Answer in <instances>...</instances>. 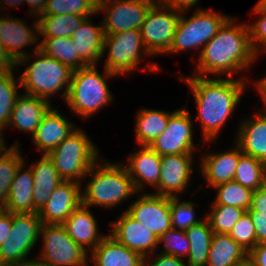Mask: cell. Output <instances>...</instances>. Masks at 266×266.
Returning a JSON list of instances; mask_svg holds the SVG:
<instances>
[{"mask_svg":"<svg viewBox=\"0 0 266 266\" xmlns=\"http://www.w3.org/2000/svg\"><path fill=\"white\" fill-rule=\"evenodd\" d=\"M206 78L200 76L180 79L188 83L196 101L198 116L203 133V142L216 138L225 122L240 103L245 87V79Z\"/></svg>","mask_w":266,"mask_h":266,"instance_id":"1","label":"cell"},{"mask_svg":"<svg viewBox=\"0 0 266 266\" xmlns=\"http://www.w3.org/2000/svg\"><path fill=\"white\" fill-rule=\"evenodd\" d=\"M230 17L217 34L200 48L196 76L205 74L232 77L235 72L248 69L257 59L251 42L248 24H235Z\"/></svg>","mask_w":266,"mask_h":266,"instance_id":"2","label":"cell"},{"mask_svg":"<svg viewBox=\"0 0 266 266\" xmlns=\"http://www.w3.org/2000/svg\"><path fill=\"white\" fill-rule=\"evenodd\" d=\"M100 164L96 162L85 176L92 175V179L81 191L82 205L112 208L137 193L123 164L107 161Z\"/></svg>","mask_w":266,"mask_h":266,"instance_id":"3","label":"cell"},{"mask_svg":"<svg viewBox=\"0 0 266 266\" xmlns=\"http://www.w3.org/2000/svg\"><path fill=\"white\" fill-rule=\"evenodd\" d=\"M31 56L39 59L37 58L29 64L25 68L26 70L21 73L19 87L25 89L27 95L36 96L47 101H49L50 96L65 87L62 97L66 101L73 70L60 61L46 56L39 50V44L32 54L22 58L16 64L20 66L25 62L27 63L28 60L32 59Z\"/></svg>","mask_w":266,"mask_h":266,"instance_id":"4","label":"cell"},{"mask_svg":"<svg viewBox=\"0 0 266 266\" xmlns=\"http://www.w3.org/2000/svg\"><path fill=\"white\" fill-rule=\"evenodd\" d=\"M100 75L96 65H88L72 72L66 103L78 116L88 118L112 101V94L104 78L117 75L104 69Z\"/></svg>","mask_w":266,"mask_h":266,"instance_id":"5","label":"cell"},{"mask_svg":"<svg viewBox=\"0 0 266 266\" xmlns=\"http://www.w3.org/2000/svg\"><path fill=\"white\" fill-rule=\"evenodd\" d=\"M99 152L87 134L75 129L47 156L53 162L60 178L82 184L89 169L98 162Z\"/></svg>","mask_w":266,"mask_h":266,"instance_id":"6","label":"cell"},{"mask_svg":"<svg viewBox=\"0 0 266 266\" xmlns=\"http://www.w3.org/2000/svg\"><path fill=\"white\" fill-rule=\"evenodd\" d=\"M181 11L180 19L173 37L172 44L166 53L186 51L191 48L204 47L230 18L211 10L197 9L188 19Z\"/></svg>","mask_w":266,"mask_h":266,"instance_id":"7","label":"cell"},{"mask_svg":"<svg viewBox=\"0 0 266 266\" xmlns=\"http://www.w3.org/2000/svg\"><path fill=\"white\" fill-rule=\"evenodd\" d=\"M43 248L38 258L45 266H87L88 253L75 243L62 224H42Z\"/></svg>","mask_w":266,"mask_h":266,"instance_id":"8","label":"cell"},{"mask_svg":"<svg viewBox=\"0 0 266 266\" xmlns=\"http://www.w3.org/2000/svg\"><path fill=\"white\" fill-rule=\"evenodd\" d=\"M106 47H109V51L104 67L115 75L127 74L138 69L142 52L151 56L143 44L140 30L137 29L105 34L103 55Z\"/></svg>","mask_w":266,"mask_h":266,"instance_id":"9","label":"cell"},{"mask_svg":"<svg viewBox=\"0 0 266 266\" xmlns=\"http://www.w3.org/2000/svg\"><path fill=\"white\" fill-rule=\"evenodd\" d=\"M181 11L166 7L156 1L148 10L140 27L145 48L153 56L166 54L169 50Z\"/></svg>","mask_w":266,"mask_h":266,"instance_id":"10","label":"cell"},{"mask_svg":"<svg viewBox=\"0 0 266 266\" xmlns=\"http://www.w3.org/2000/svg\"><path fill=\"white\" fill-rule=\"evenodd\" d=\"M38 213H12L9 237L0 246V266L23 262L40 237Z\"/></svg>","mask_w":266,"mask_h":266,"instance_id":"11","label":"cell"},{"mask_svg":"<svg viewBox=\"0 0 266 266\" xmlns=\"http://www.w3.org/2000/svg\"><path fill=\"white\" fill-rule=\"evenodd\" d=\"M156 1L97 0V12L107 10L102 22L104 33L114 34L131 29L139 30L148 10Z\"/></svg>","mask_w":266,"mask_h":266,"instance_id":"12","label":"cell"},{"mask_svg":"<svg viewBox=\"0 0 266 266\" xmlns=\"http://www.w3.org/2000/svg\"><path fill=\"white\" fill-rule=\"evenodd\" d=\"M190 112L178 109L169 117L166 130L150 145L158 155L193 154V127Z\"/></svg>","mask_w":266,"mask_h":266,"instance_id":"13","label":"cell"},{"mask_svg":"<svg viewBox=\"0 0 266 266\" xmlns=\"http://www.w3.org/2000/svg\"><path fill=\"white\" fill-rule=\"evenodd\" d=\"M125 211L157 237L172 228L170 197L143 193Z\"/></svg>","mask_w":266,"mask_h":266,"instance_id":"14","label":"cell"},{"mask_svg":"<svg viewBox=\"0 0 266 266\" xmlns=\"http://www.w3.org/2000/svg\"><path fill=\"white\" fill-rule=\"evenodd\" d=\"M193 154H174L161 156V170L157 195L177 197L191 181ZM178 192V193H176Z\"/></svg>","mask_w":266,"mask_h":266,"instance_id":"15","label":"cell"},{"mask_svg":"<svg viewBox=\"0 0 266 266\" xmlns=\"http://www.w3.org/2000/svg\"><path fill=\"white\" fill-rule=\"evenodd\" d=\"M81 189L80 183L63 180L38 212L42 224H63L81 204Z\"/></svg>","mask_w":266,"mask_h":266,"instance_id":"16","label":"cell"},{"mask_svg":"<svg viewBox=\"0 0 266 266\" xmlns=\"http://www.w3.org/2000/svg\"><path fill=\"white\" fill-rule=\"evenodd\" d=\"M113 223L111 235L117 242L130 250L138 252L142 257L155 251L158 237L149 229L134 220L126 211Z\"/></svg>","mask_w":266,"mask_h":266,"instance_id":"17","label":"cell"},{"mask_svg":"<svg viewBox=\"0 0 266 266\" xmlns=\"http://www.w3.org/2000/svg\"><path fill=\"white\" fill-rule=\"evenodd\" d=\"M33 29L29 28L20 18L13 19L5 15L0 18V42L16 63L30 55V53L22 51L21 48L38 43V20L34 22Z\"/></svg>","mask_w":266,"mask_h":266,"instance_id":"18","label":"cell"},{"mask_svg":"<svg viewBox=\"0 0 266 266\" xmlns=\"http://www.w3.org/2000/svg\"><path fill=\"white\" fill-rule=\"evenodd\" d=\"M141 147L128 157L129 163L125 165L136 192L143 191L146 183L156 188L161 170V156L149 146Z\"/></svg>","mask_w":266,"mask_h":266,"instance_id":"19","label":"cell"},{"mask_svg":"<svg viewBox=\"0 0 266 266\" xmlns=\"http://www.w3.org/2000/svg\"><path fill=\"white\" fill-rule=\"evenodd\" d=\"M75 129L77 128L74 127V124L51 107L37 127L35 134L32 136V141L37 146L38 151L42 152L43 155H47Z\"/></svg>","mask_w":266,"mask_h":266,"instance_id":"20","label":"cell"},{"mask_svg":"<svg viewBox=\"0 0 266 266\" xmlns=\"http://www.w3.org/2000/svg\"><path fill=\"white\" fill-rule=\"evenodd\" d=\"M235 145V149L217 154H205L201 157V173L213 189L234 180L240 156L243 154L240 147L236 143Z\"/></svg>","mask_w":266,"mask_h":266,"instance_id":"21","label":"cell"},{"mask_svg":"<svg viewBox=\"0 0 266 266\" xmlns=\"http://www.w3.org/2000/svg\"><path fill=\"white\" fill-rule=\"evenodd\" d=\"M239 126L236 144L241 152L266 164V111L257 112Z\"/></svg>","mask_w":266,"mask_h":266,"instance_id":"22","label":"cell"},{"mask_svg":"<svg viewBox=\"0 0 266 266\" xmlns=\"http://www.w3.org/2000/svg\"><path fill=\"white\" fill-rule=\"evenodd\" d=\"M62 225L66 228L68 236L87 252V247L92 251L105 237L98 234L97 220L90 209L82 204Z\"/></svg>","mask_w":266,"mask_h":266,"instance_id":"23","label":"cell"},{"mask_svg":"<svg viewBox=\"0 0 266 266\" xmlns=\"http://www.w3.org/2000/svg\"><path fill=\"white\" fill-rule=\"evenodd\" d=\"M50 101L31 95H20L13 107L8 125L35 134L44 115L51 108Z\"/></svg>","mask_w":266,"mask_h":266,"instance_id":"24","label":"cell"},{"mask_svg":"<svg viewBox=\"0 0 266 266\" xmlns=\"http://www.w3.org/2000/svg\"><path fill=\"white\" fill-rule=\"evenodd\" d=\"M103 24L94 26L85 18L79 28L70 36L77 55L87 64L96 65L103 57L104 44Z\"/></svg>","mask_w":266,"mask_h":266,"instance_id":"25","label":"cell"},{"mask_svg":"<svg viewBox=\"0 0 266 266\" xmlns=\"http://www.w3.org/2000/svg\"><path fill=\"white\" fill-rule=\"evenodd\" d=\"M92 262L97 266H143V257L106 235L91 251Z\"/></svg>","mask_w":266,"mask_h":266,"instance_id":"26","label":"cell"},{"mask_svg":"<svg viewBox=\"0 0 266 266\" xmlns=\"http://www.w3.org/2000/svg\"><path fill=\"white\" fill-rule=\"evenodd\" d=\"M25 160L16 170L15 177L11 183L5 211L11 213H34L33 200V173L31 167L23 170ZM23 171V172H22Z\"/></svg>","mask_w":266,"mask_h":266,"instance_id":"27","label":"cell"},{"mask_svg":"<svg viewBox=\"0 0 266 266\" xmlns=\"http://www.w3.org/2000/svg\"><path fill=\"white\" fill-rule=\"evenodd\" d=\"M33 173L34 213H38L46 204L55 188L63 181L53 162L47 155L31 165Z\"/></svg>","mask_w":266,"mask_h":266,"instance_id":"28","label":"cell"},{"mask_svg":"<svg viewBox=\"0 0 266 266\" xmlns=\"http://www.w3.org/2000/svg\"><path fill=\"white\" fill-rule=\"evenodd\" d=\"M247 259L248 252L229 234L213 233L206 266H236Z\"/></svg>","mask_w":266,"mask_h":266,"instance_id":"29","label":"cell"},{"mask_svg":"<svg viewBox=\"0 0 266 266\" xmlns=\"http://www.w3.org/2000/svg\"><path fill=\"white\" fill-rule=\"evenodd\" d=\"M174 112H163L162 110L142 109L136 118V141L140 146H149L160 134H162Z\"/></svg>","mask_w":266,"mask_h":266,"instance_id":"30","label":"cell"},{"mask_svg":"<svg viewBox=\"0 0 266 266\" xmlns=\"http://www.w3.org/2000/svg\"><path fill=\"white\" fill-rule=\"evenodd\" d=\"M185 232L190 243V251L187 258L188 266H206L214 233L209 221L204 218L199 224L191 226Z\"/></svg>","mask_w":266,"mask_h":266,"instance_id":"31","label":"cell"},{"mask_svg":"<svg viewBox=\"0 0 266 266\" xmlns=\"http://www.w3.org/2000/svg\"><path fill=\"white\" fill-rule=\"evenodd\" d=\"M39 50L46 56L56 59L70 69L78 70L88 66L76 53V48L70 37H43Z\"/></svg>","mask_w":266,"mask_h":266,"instance_id":"32","label":"cell"},{"mask_svg":"<svg viewBox=\"0 0 266 266\" xmlns=\"http://www.w3.org/2000/svg\"><path fill=\"white\" fill-rule=\"evenodd\" d=\"M17 143L0 149V206L5 207L9 189L19 165L24 161Z\"/></svg>","mask_w":266,"mask_h":266,"instance_id":"33","label":"cell"},{"mask_svg":"<svg viewBox=\"0 0 266 266\" xmlns=\"http://www.w3.org/2000/svg\"><path fill=\"white\" fill-rule=\"evenodd\" d=\"M86 17L76 14L42 15L39 21V34L43 37H70Z\"/></svg>","mask_w":266,"mask_h":266,"instance_id":"34","label":"cell"},{"mask_svg":"<svg viewBox=\"0 0 266 266\" xmlns=\"http://www.w3.org/2000/svg\"><path fill=\"white\" fill-rule=\"evenodd\" d=\"M234 181L252 191L257 190L266 184V164L250 155L242 154Z\"/></svg>","mask_w":266,"mask_h":266,"instance_id":"35","label":"cell"},{"mask_svg":"<svg viewBox=\"0 0 266 266\" xmlns=\"http://www.w3.org/2000/svg\"><path fill=\"white\" fill-rule=\"evenodd\" d=\"M17 79L18 81L16 82L13 70L0 73V134L3 145H5V140L2 130L8 126L13 107L20 96L16 86L18 85L17 83L20 84V79Z\"/></svg>","mask_w":266,"mask_h":266,"instance_id":"36","label":"cell"},{"mask_svg":"<svg viewBox=\"0 0 266 266\" xmlns=\"http://www.w3.org/2000/svg\"><path fill=\"white\" fill-rule=\"evenodd\" d=\"M216 199L212 205L235 206L248 210L251 206L253 191L233 181L220 184L216 187Z\"/></svg>","mask_w":266,"mask_h":266,"instance_id":"37","label":"cell"},{"mask_svg":"<svg viewBox=\"0 0 266 266\" xmlns=\"http://www.w3.org/2000/svg\"><path fill=\"white\" fill-rule=\"evenodd\" d=\"M97 13V0H47L43 15L76 14L89 18Z\"/></svg>","mask_w":266,"mask_h":266,"instance_id":"38","label":"cell"},{"mask_svg":"<svg viewBox=\"0 0 266 266\" xmlns=\"http://www.w3.org/2000/svg\"><path fill=\"white\" fill-rule=\"evenodd\" d=\"M245 211L235 206L212 205L210 213L205 218L214 233L229 234Z\"/></svg>","mask_w":266,"mask_h":266,"instance_id":"39","label":"cell"},{"mask_svg":"<svg viewBox=\"0 0 266 266\" xmlns=\"http://www.w3.org/2000/svg\"><path fill=\"white\" fill-rule=\"evenodd\" d=\"M194 211L195 208L192 201L180 202L178 196L170 197L172 228L185 231L203 221L199 218L196 219Z\"/></svg>","mask_w":266,"mask_h":266,"instance_id":"40","label":"cell"},{"mask_svg":"<svg viewBox=\"0 0 266 266\" xmlns=\"http://www.w3.org/2000/svg\"><path fill=\"white\" fill-rule=\"evenodd\" d=\"M164 243V249L160 254L172 255L178 258L187 257L190 251V243L184 230L171 228L158 237V245Z\"/></svg>","mask_w":266,"mask_h":266,"instance_id":"41","label":"cell"},{"mask_svg":"<svg viewBox=\"0 0 266 266\" xmlns=\"http://www.w3.org/2000/svg\"><path fill=\"white\" fill-rule=\"evenodd\" d=\"M253 13L256 15L259 14L258 16H260L255 23L248 25L250 42L255 54L258 57V52L259 54L262 51L266 52V1L259 0L253 9Z\"/></svg>","mask_w":266,"mask_h":266,"instance_id":"42","label":"cell"},{"mask_svg":"<svg viewBox=\"0 0 266 266\" xmlns=\"http://www.w3.org/2000/svg\"><path fill=\"white\" fill-rule=\"evenodd\" d=\"M229 235L248 253L256 245V234L250 214L245 211L237 223L233 226Z\"/></svg>","mask_w":266,"mask_h":266,"instance_id":"43","label":"cell"},{"mask_svg":"<svg viewBox=\"0 0 266 266\" xmlns=\"http://www.w3.org/2000/svg\"><path fill=\"white\" fill-rule=\"evenodd\" d=\"M247 211L250 215H266V184L253 191L251 206Z\"/></svg>","mask_w":266,"mask_h":266,"instance_id":"44","label":"cell"},{"mask_svg":"<svg viewBox=\"0 0 266 266\" xmlns=\"http://www.w3.org/2000/svg\"><path fill=\"white\" fill-rule=\"evenodd\" d=\"M148 256L143 257V266H188L182 258L172 255L157 254L152 262L147 261ZM148 263V264H147Z\"/></svg>","mask_w":266,"mask_h":266,"instance_id":"45","label":"cell"},{"mask_svg":"<svg viewBox=\"0 0 266 266\" xmlns=\"http://www.w3.org/2000/svg\"><path fill=\"white\" fill-rule=\"evenodd\" d=\"M248 260L254 266H266V243H257L248 253Z\"/></svg>","mask_w":266,"mask_h":266,"instance_id":"46","label":"cell"},{"mask_svg":"<svg viewBox=\"0 0 266 266\" xmlns=\"http://www.w3.org/2000/svg\"><path fill=\"white\" fill-rule=\"evenodd\" d=\"M256 234V244L266 243V215H250Z\"/></svg>","mask_w":266,"mask_h":266,"instance_id":"47","label":"cell"},{"mask_svg":"<svg viewBox=\"0 0 266 266\" xmlns=\"http://www.w3.org/2000/svg\"><path fill=\"white\" fill-rule=\"evenodd\" d=\"M11 227H12V213L4 210L0 214V246L9 237Z\"/></svg>","mask_w":266,"mask_h":266,"instance_id":"48","label":"cell"},{"mask_svg":"<svg viewBox=\"0 0 266 266\" xmlns=\"http://www.w3.org/2000/svg\"><path fill=\"white\" fill-rule=\"evenodd\" d=\"M160 4L174 8L179 11H186L198 3L199 0H157Z\"/></svg>","mask_w":266,"mask_h":266,"instance_id":"49","label":"cell"},{"mask_svg":"<svg viewBox=\"0 0 266 266\" xmlns=\"http://www.w3.org/2000/svg\"><path fill=\"white\" fill-rule=\"evenodd\" d=\"M16 62L8 54L2 43L0 42V73L14 70Z\"/></svg>","mask_w":266,"mask_h":266,"instance_id":"50","label":"cell"},{"mask_svg":"<svg viewBox=\"0 0 266 266\" xmlns=\"http://www.w3.org/2000/svg\"><path fill=\"white\" fill-rule=\"evenodd\" d=\"M24 2H27L29 6L31 7V14L36 15L38 17H41L43 15L47 0H24Z\"/></svg>","mask_w":266,"mask_h":266,"instance_id":"51","label":"cell"},{"mask_svg":"<svg viewBox=\"0 0 266 266\" xmlns=\"http://www.w3.org/2000/svg\"><path fill=\"white\" fill-rule=\"evenodd\" d=\"M255 85L261 95V98L263 99V103H265L264 105H266V76L259 81L257 80ZM264 110L266 111V108Z\"/></svg>","mask_w":266,"mask_h":266,"instance_id":"52","label":"cell"},{"mask_svg":"<svg viewBox=\"0 0 266 266\" xmlns=\"http://www.w3.org/2000/svg\"><path fill=\"white\" fill-rule=\"evenodd\" d=\"M4 266H45V265L37 258V260L29 259L23 262L11 263Z\"/></svg>","mask_w":266,"mask_h":266,"instance_id":"53","label":"cell"},{"mask_svg":"<svg viewBox=\"0 0 266 266\" xmlns=\"http://www.w3.org/2000/svg\"><path fill=\"white\" fill-rule=\"evenodd\" d=\"M5 3L4 5H6L8 7V4H9V7L11 8L12 7H16V6H20V4H23L24 3V0H2V2L0 3Z\"/></svg>","mask_w":266,"mask_h":266,"instance_id":"54","label":"cell"},{"mask_svg":"<svg viewBox=\"0 0 266 266\" xmlns=\"http://www.w3.org/2000/svg\"><path fill=\"white\" fill-rule=\"evenodd\" d=\"M236 266H254L248 259L245 262H242Z\"/></svg>","mask_w":266,"mask_h":266,"instance_id":"55","label":"cell"},{"mask_svg":"<svg viewBox=\"0 0 266 266\" xmlns=\"http://www.w3.org/2000/svg\"><path fill=\"white\" fill-rule=\"evenodd\" d=\"M2 146H3V142H2L1 134H0V149H1Z\"/></svg>","mask_w":266,"mask_h":266,"instance_id":"56","label":"cell"},{"mask_svg":"<svg viewBox=\"0 0 266 266\" xmlns=\"http://www.w3.org/2000/svg\"><path fill=\"white\" fill-rule=\"evenodd\" d=\"M4 207L0 206V214L4 211Z\"/></svg>","mask_w":266,"mask_h":266,"instance_id":"57","label":"cell"}]
</instances>
